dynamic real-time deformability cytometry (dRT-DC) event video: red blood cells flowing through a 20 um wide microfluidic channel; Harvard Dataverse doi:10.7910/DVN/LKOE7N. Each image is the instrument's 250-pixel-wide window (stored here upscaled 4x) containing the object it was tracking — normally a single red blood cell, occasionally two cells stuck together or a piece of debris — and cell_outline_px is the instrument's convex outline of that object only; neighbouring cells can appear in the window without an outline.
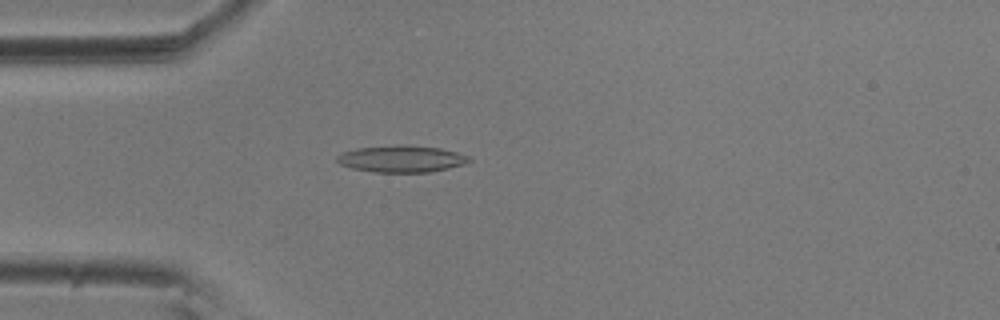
{"species": "common noctule bat (a hibernating species)", "species_latin": "Nyctalus noctula", "temperature_condition": "room temperature", "stored_images_in_passage": 44, "camera_frame_rate_fps": 3000, "um_per_image_px": 0.085, "animal": {"sex": "male", "body_mass_g": 20.5, "forearm_length_mm": 52.5}, "frame": {"image": 1, "passage_image": 4, "time_ms": 1.0, "image_size_px": [1000, 320], "cell_outline_px": [[472, 160], [464, 164], [432, 172], [372, 172], [352, 168], [340, 164], [336, 160], [336, 156], [344, 152], [356, 148], [396, 144], [400, 144], [440, 148], [472, 156]], "centroid_in_image_um": [34.14, 13.49], "position_along_channel_um": 50.9, "area_um2": 20.81}}
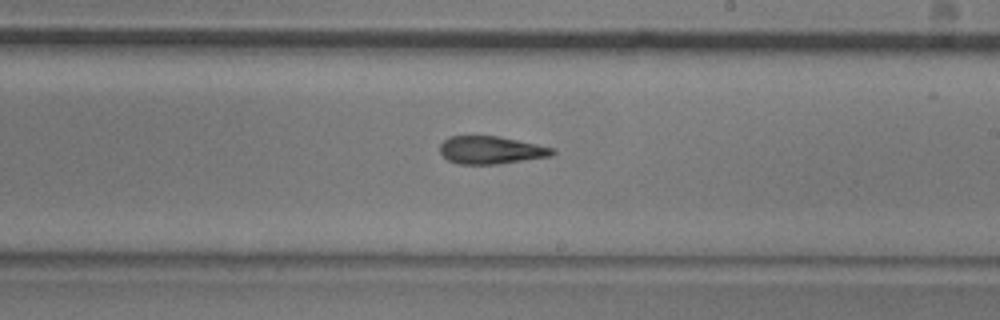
{"frame": {"image": 2, "passage_image": 21, "time_ms": 6.667, "image_size_px": [1000, 320], "cell_outline_px": [[556, 152], [552, 156], [496, 164], [456, 164], [448, 160], [440, 152], [440, 144], [448, 136], [500, 136], [556, 148]], "centroid_in_image_um": [41.75, 12.75], "position_along_channel_um": 247.3, "area_um2": 18.32}}
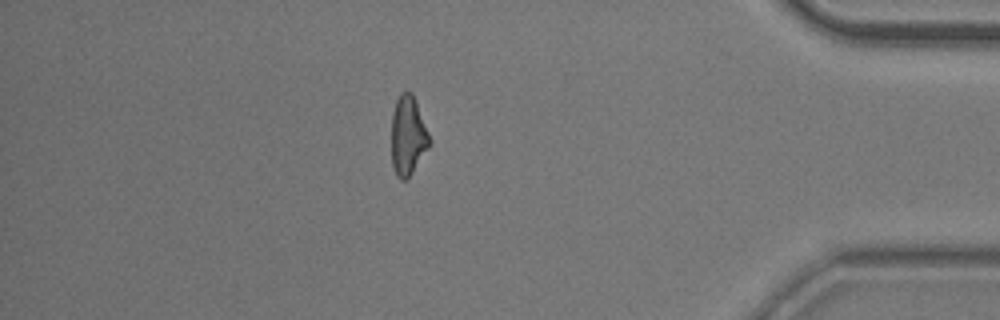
{"frame": {"image": 3, "passage_image": 37, "time_ms": 12.0, "image_size_px": [1000, 320], "cell_outline_px": [[432, 144], [408, 180], [400, 180], [396, 176], [392, 168], [392, 112], [396, 100], [400, 92], [412, 92], [416, 100], [432, 140]], "centroid_in_image_um": [34.7, 11.57], "position_along_channel_um": 400.5, "area_um2": 18.15}, "authors_computed_cell_mechanics": {"area_um2": 18.4093, "velocity_mm_per_s": 3.6118, "shape_relaxation_time_tau1_ms": null, "shape_relaxation_time_tau2_ms": 7.3466, "deformation_change_tau1": null, "deformation_change_tau2": 0.1922}}